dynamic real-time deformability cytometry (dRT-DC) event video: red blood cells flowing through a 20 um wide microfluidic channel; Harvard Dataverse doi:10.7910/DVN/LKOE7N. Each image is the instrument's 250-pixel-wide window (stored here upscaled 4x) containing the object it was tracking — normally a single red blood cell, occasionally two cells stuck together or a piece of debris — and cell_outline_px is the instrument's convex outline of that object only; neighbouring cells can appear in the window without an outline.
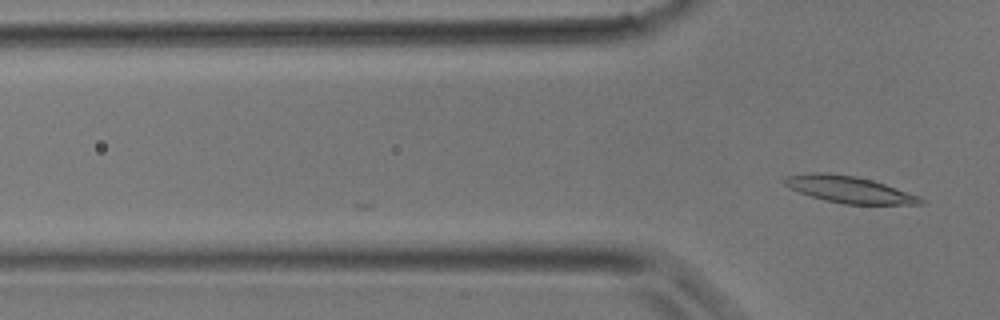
{"species": "common noctule bat (a hibernating species)", "species_latin": "Nyctalus noctula", "temperature_condition": "room temperature", "stored_images_in_passage": 2, "camera_frame_rate_fps": 3000, "um_per_image_px": 0.085, "animal": {"sex": "male", "body_mass_g": 17.9}, "frame": {"image": 1, "passage_image": 2, "time_ms": 0.333, "image_size_px": [1000, 320], "cell_outline_px": [[924, 204], [844, 204], [824, 200], [800, 192], [784, 184], [780, 180], [788, 176], [812, 172], [828, 172], [856, 176], [872, 180], [920, 196], [924, 200]], "centroid_in_image_um": [72.17, 16.1], "position_along_channel_um": 53.6, "area_um2": 21.04}}